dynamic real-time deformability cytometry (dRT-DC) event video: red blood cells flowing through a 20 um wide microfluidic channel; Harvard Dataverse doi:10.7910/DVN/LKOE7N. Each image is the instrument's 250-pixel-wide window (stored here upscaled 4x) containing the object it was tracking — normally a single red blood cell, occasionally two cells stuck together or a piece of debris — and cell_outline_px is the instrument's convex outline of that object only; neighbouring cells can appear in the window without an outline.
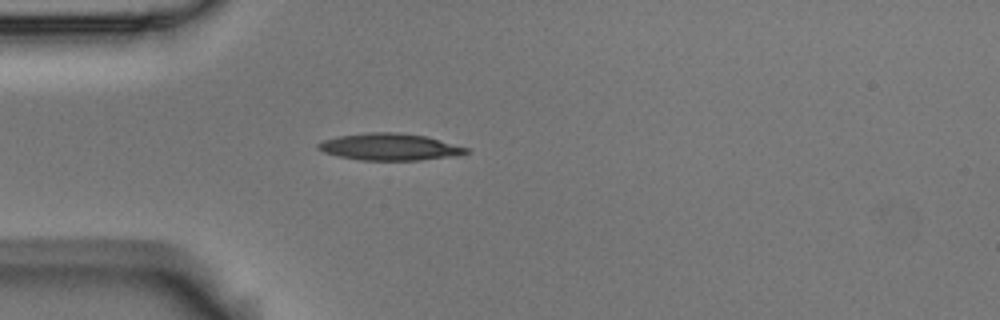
{"species": "Egyptian fruit bat (a non-hibernating species)", "species_latin": "Rousettus aegyptiacus", "temperature_condition": "room temperature", "stored_images_in_passage": 1, "camera_frame_rate_fps": 3000, "um_per_image_px": 0.085, "animal": {"sex": "male"}, "frame": {"image": 1, "passage_image": 1, "time_ms": 0.0, "image_size_px": [1000, 320], "cell_outline_px": [[468, 152], [460, 156], [416, 160], [360, 160], [340, 156], [324, 152], [316, 148], [316, 144], [324, 140], [340, 136], [368, 132], [396, 132], [428, 136], [468, 148]], "centroid_in_image_um": [33.15, 12.48], "position_along_channel_um": 51.8, "area_um2": 23.18}}